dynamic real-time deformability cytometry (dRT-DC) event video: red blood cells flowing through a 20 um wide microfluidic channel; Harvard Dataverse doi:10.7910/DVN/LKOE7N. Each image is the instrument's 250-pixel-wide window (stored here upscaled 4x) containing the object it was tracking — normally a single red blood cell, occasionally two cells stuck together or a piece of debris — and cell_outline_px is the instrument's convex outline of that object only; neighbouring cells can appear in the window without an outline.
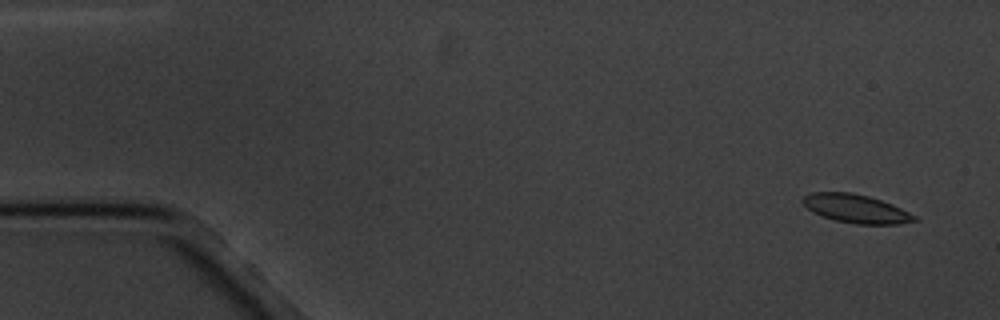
{"species": "common noctule bat (a hibernating species)", "species_latin": "Nyctalus noctula", "temperature_condition": "cold", "stored_images_in_passage": 6, "segment_of_instrument_passage": [1, 2], "camera_frame_rate_fps": 3000, "um_per_image_px": 0.085, "animal": {"sex": "male", "body_mass_g": 20.1, "forearm_length_mm": 53.5}, "frame": {"image": 1, "passage_image": 1, "time_ms": 0.0, "image_size_px": [1000, 320], "cell_outline_px": [[920, 220], [900, 224], [856, 224], [836, 220], [812, 212], [800, 200], [804, 196], [812, 192], [852, 192], [868, 196], [892, 204], [916, 216]], "centroid_in_image_um": [72.77, 17.73], "position_along_channel_um": 12.2, "area_um2": 18.44}}